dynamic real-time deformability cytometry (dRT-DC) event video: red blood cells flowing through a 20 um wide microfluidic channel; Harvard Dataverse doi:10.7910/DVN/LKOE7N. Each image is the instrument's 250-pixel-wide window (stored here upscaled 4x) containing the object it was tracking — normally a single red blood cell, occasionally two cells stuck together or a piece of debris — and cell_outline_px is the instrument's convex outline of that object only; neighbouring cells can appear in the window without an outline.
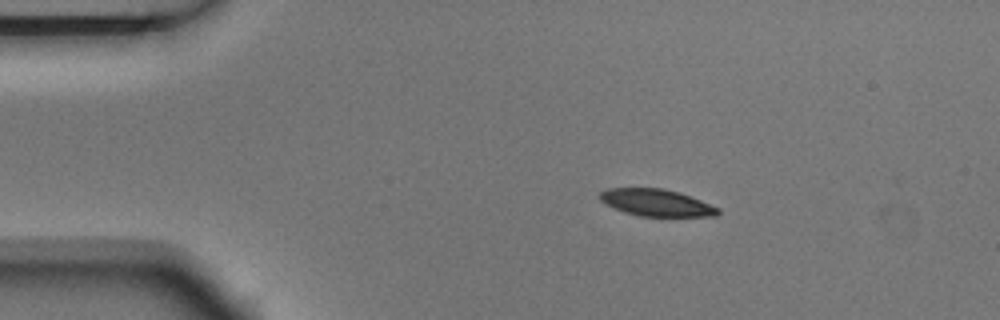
{"species": "Egyptian fruit bat (a non-hibernating species)", "species_latin": "Rousettus aegyptiacus", "temperature_condition": "room temperature", "stored_images_in_passage": 8, "camera_frame_rate_fps": 3000, "um_per_image_px": 0.085, "animal": {"sex": "male"}, "frame": {"image": 1, "passage_image": 1, "time_ms": 0.0, "image_size_px": [1000, 320], "cell_outline_px": [[720, 212], [716, 216], [640, 216], [624, 212], [600, 200], [600, 192], [608, 188], [664, 188], [680, 192], [720, 208]], "centroid_in_image_um": [55.82, 17.22], "position_along_channel_um": 29.2, "area_um2": 18.44}}
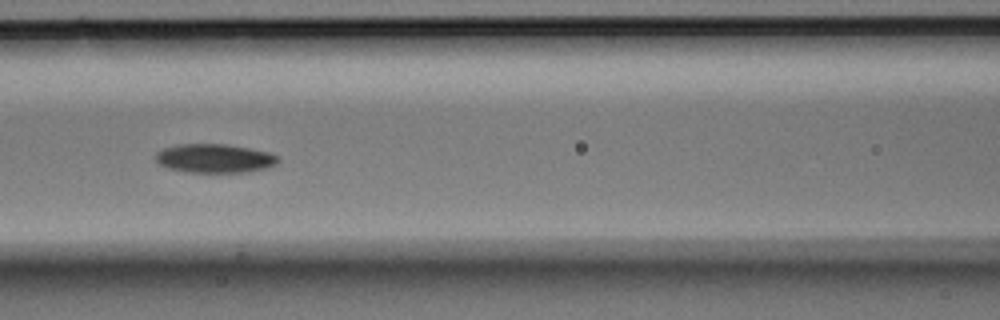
{"frame": {"image": 2, "passage_image": 5, "time_ms": 1.333, "image_size_px": [1000, 320], "cell_outline_px": [[280, 160], [276, 164], [268, 168], [248, 172], [188, 172], [168, 168], [160, 164], [156, 160], [156, 152], [164, 148], [176, 144], [228, 144], [268, 152], [276, 156]], "centroid_in_image_um": [18.24, 13.46], "position_along_channel_um": 148.4, "area_um2": 20.58}}
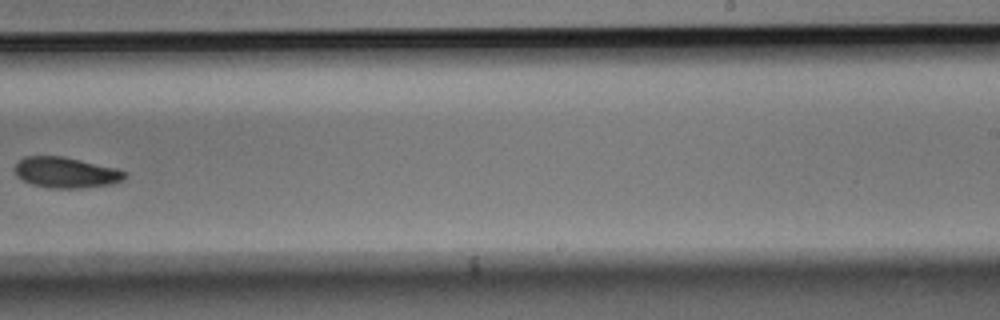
{"frame": {"image": 3, "passage_image": 8, "time_ms": 2.333, "image_size_px": [1000, 320], "cell_outline_px": [[128, 176], [124, 180], [112, 184], [80, 188], [52, 188], [32, 184], [16, 176], [16, 164], [24, 156], [64, 156], [116, 168], [128, 172]], "centroid_in_image_um": [5.66, 14.66], "position_along_channel_um": 283.3, "area_um2": 19.71}}